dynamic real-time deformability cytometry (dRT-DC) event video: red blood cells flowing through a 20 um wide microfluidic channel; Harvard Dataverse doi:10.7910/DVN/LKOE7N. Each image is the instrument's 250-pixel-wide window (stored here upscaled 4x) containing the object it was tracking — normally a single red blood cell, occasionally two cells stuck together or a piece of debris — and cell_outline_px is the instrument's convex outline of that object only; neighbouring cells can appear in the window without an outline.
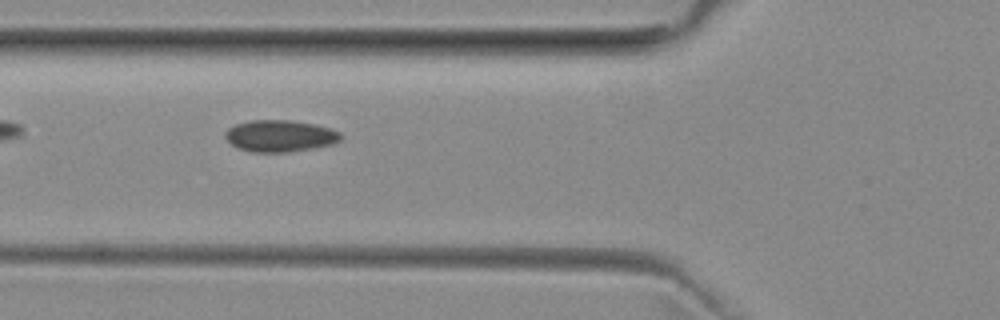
{"species": "common noctule bat (a hibernating species)", "species_latin": "Nyctalus noctula", "temperature_condition": "room temperature", "stored_images_in_passage": 35, "camera_frame_rate_fps": 3000, "um_per_image_px": 0.085, "animal": {"sex": "female", "body_mass_g": 29.2, "forearm_length_mm": 56.3}, "frame": {"image": 1, "passage_image": 3, "time_ms": 0.667, "image_size_px": [1000, 320], "cell_outline_px": [[340, 140], [332, 144], [312, 148], [288, 152], [248, 152], [236, 148], [224, 136], [224, 132], [228, 128], [236, 124], [252, 120], [292, 120], [316, 124], [332, 128], [340, 132]], "centroid_in_image_um": [23.78, 11.55], "position_along_channel_um": 102.0, "area_um2": 21.5}}
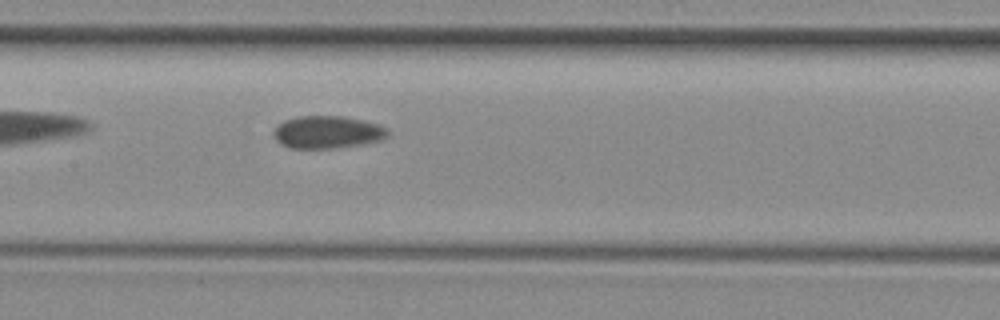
{"frame": {"image": 2, "passage_image": 9, "time_ms": 2.667, "image_size_px": [1000, 320], "cell_outline_px": [[388, 136], [380, 140], [332, 148], [292, 148], [280, 144], [276, 140], [276, 128], [284, 120], [296, 116], [344, 116], [364, 120], [380, 124], [388, 128]], "centroid_in_image_um": [27.86, 11.21], "position_along_channel_um": 179.5, "area_um2": 21.39}}
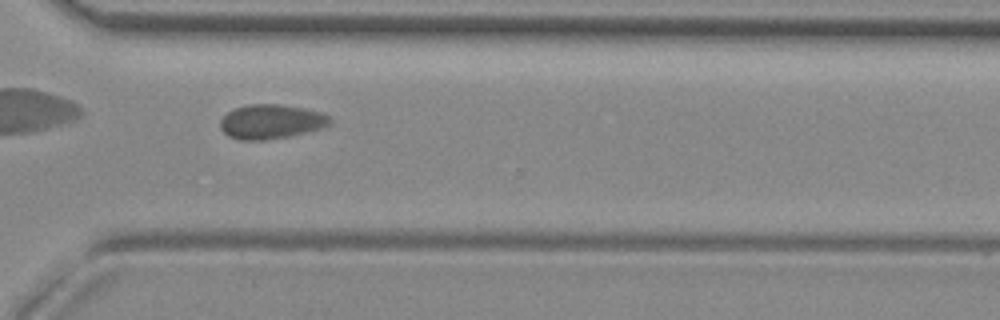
{"frame": {"image": 3, "passage_image": 22, "time_ms": 7.0, "image_size_px": [1000, 320], "cell_outline_px": [[332, 124], [320, 128], [288, 136], [264, 140], [240, 140], [228, 136], [220, 128], [220, 120], [228, 112], [236, 108], [248, 104], [280, 104], [304, 108], [320, 112], [328, 116], [332, 120]], "centroid_in_image_um": [23.03, 10.33], "position_along_channel_um": 347.6, "area_um2": 21.85}}